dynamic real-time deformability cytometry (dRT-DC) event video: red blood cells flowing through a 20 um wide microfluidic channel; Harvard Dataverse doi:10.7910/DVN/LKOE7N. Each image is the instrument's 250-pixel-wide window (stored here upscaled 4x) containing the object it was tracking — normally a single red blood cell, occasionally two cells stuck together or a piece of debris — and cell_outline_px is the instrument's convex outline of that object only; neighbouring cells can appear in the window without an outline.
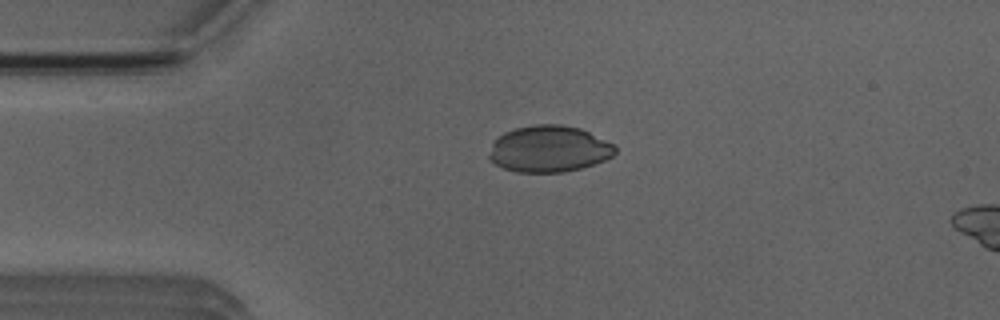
{"species": "Egyptian fruit bat (a non-hibernating species)", "species_latin": "Rousettus aegyptiacus", "temperature_condition": "room temperature", "stored_images_in_passage": 5, "camera_frame_rate_fps": 3000, "um_per_image_px": 0.085, "animal": {"sex": "male"}, "frame": {"image": 1, "passage_image": 3, "time_ms": 2.333, "image_size_px": [1000, 320], "cell_outline_px": [[616, 152], [612, 156], [604, 160], [580, 168], [564, 172], [516, 172], [504, 168], [488, 160], [488, 156], [492, 144], [504, 132], [516, 128], [536, 124], [560, 124], [580, 128], [612, 144], [616, 148]], "centroid_in_image_um": [46.63, 12.66], "position_along_channel_um": 38.4, "area_um2": 33.87}}